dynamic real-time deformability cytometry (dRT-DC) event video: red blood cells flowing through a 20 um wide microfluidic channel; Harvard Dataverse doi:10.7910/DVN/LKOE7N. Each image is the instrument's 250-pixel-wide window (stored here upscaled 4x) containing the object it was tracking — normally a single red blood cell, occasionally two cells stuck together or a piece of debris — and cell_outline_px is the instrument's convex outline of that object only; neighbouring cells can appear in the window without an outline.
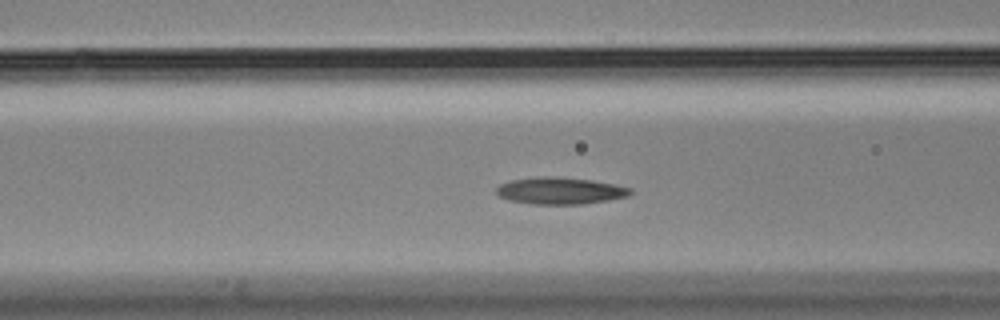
{"species": "Egyptian fruit bat (a non-hibernating species)", "species_latin": "Rousettus aegyptiacus", "temperature_condition": "cold", "stored_images_in_passage": 39, "camera_frame_rate_fps": 3000, "um_per_image_px": 0.085, "animal": {"sex": "male"}, "frame": {"image": 1, "passage_image": 13, "time_ms": 4.0, "image_size_px": [1000, 320], "cell_outline_px": [[632, 192], [628, 196], [608, 200], [584, 204], [532, 204], [508, 200], [500, 196], [496, 192], [496, 188], [500, 184], [512, 180], [552, 176], [592, 180], [632, 188]], "centroid_in_image_um": [47.62, 16.22], "position_along_channel_um": 119.0, "area_um2": 20.75}}
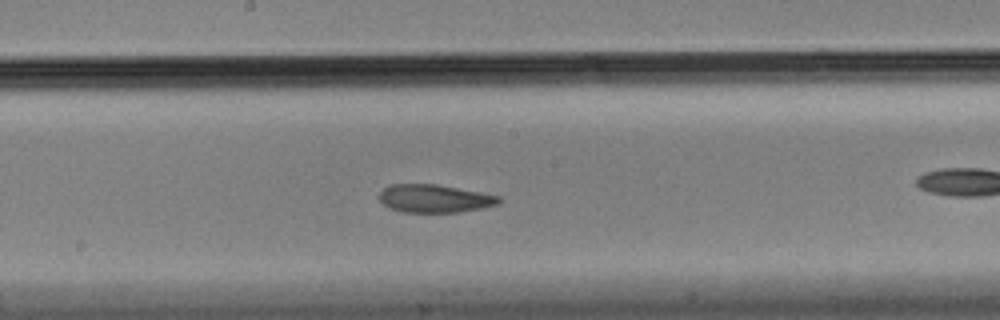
{"frame": {"image": 2, "passage_image": 21, "time_ms": 6.667, "image_size_px": [1000, 320], "cell_outline_px": [[500, 204], [484, 208], [456, 212], [404, 212], [388, 208], [380, 200], [380, 192], [388, 184], [436, 184], [500, 196]], "centroid_in_image_um": [36.93, 16.87], "position_along_channel_um": 211.3, "area_um2": 19.48}}
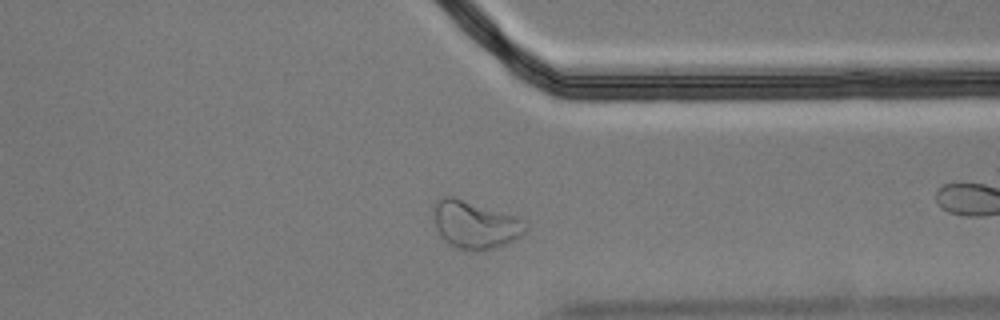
{"frame": {"image": 3, "passage_image": 35, "time_ms": 11.333, "image_size_px": [1000, 320], "cell_outline_px": [[528, 228], [520, 236], [504, 244], [492, 248], [460, 248], [444, 240], [436, 228], [432, 212], [432, 208], [436, 200], [440, 196], [456, 196], [516, 216], [524, 220], [528, 224]], "centroid_in_image_um": [40.35, 19.01], "position_along_channel_um": 371.0, "area_um2": 25.32}}